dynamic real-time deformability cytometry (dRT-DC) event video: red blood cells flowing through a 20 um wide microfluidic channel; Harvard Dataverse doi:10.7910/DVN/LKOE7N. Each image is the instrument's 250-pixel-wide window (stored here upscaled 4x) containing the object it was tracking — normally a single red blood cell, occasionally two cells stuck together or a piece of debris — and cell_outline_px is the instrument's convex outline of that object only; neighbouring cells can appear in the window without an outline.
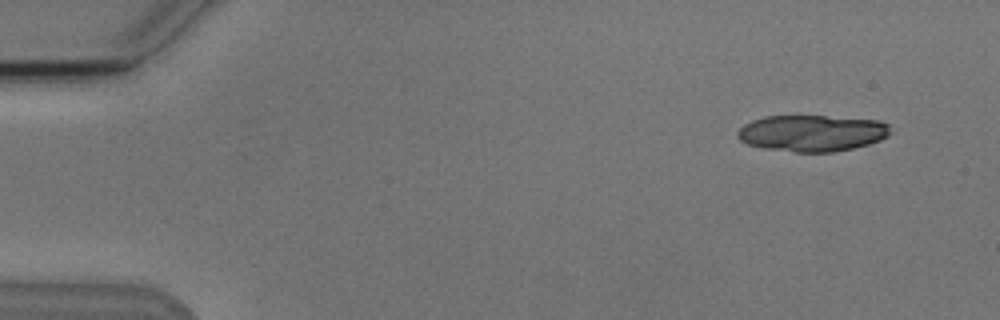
{"species": "Egyptian fruit bat (a non-hibernating species)", "species_latin": "Rousettus aegyptiacus", "temperature_condition": "cold", "stored_images_in_passage": 8, "camera_frame_rate_fps": 3000, "um_per_image_px": 0.085, "animal": {"sex": "male"}, "frame": {"image": 1, "passage_image": 1, "time_ms": 0.0, "image_size_px": [1000, 320], "cell_outline_px": [[888, 136], [880, 140], [868, 144], [852, 148], [832, 152], [796, 152], [764, 148], [748, 144], [740, 140], [736, 136], [736, 132], [744, 124], [752, 120], [764, 116], [824, 116], [880, 120], [888, 124]], "centroid_in_image_um": [68.99, 11.31], "position_along_channel_um": 16.0, "area_um2": 32.37}}
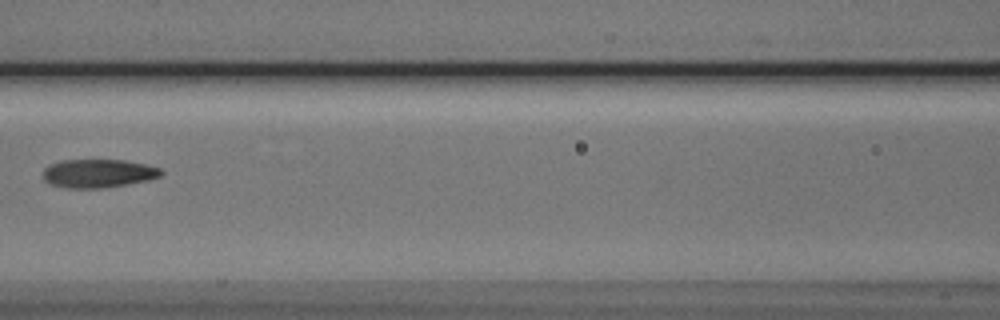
{"frame": {"image": 2, "passage_image": 7, "time_ms": 7.0, "image_size_px": [1000, 320], "cell_outline_px": [[164, 172], [160, 176], [148, 180], [128, 184], [100, 188], [64, 188], [52, 184], [44, 180], [44, 168], [60, 160], [124, 160], [144, 164], [160, 168]], "centroid_in_image_um": [8.36, 14.74], "position_along_channel_um": 158.2, "area_um2": 19.48}}
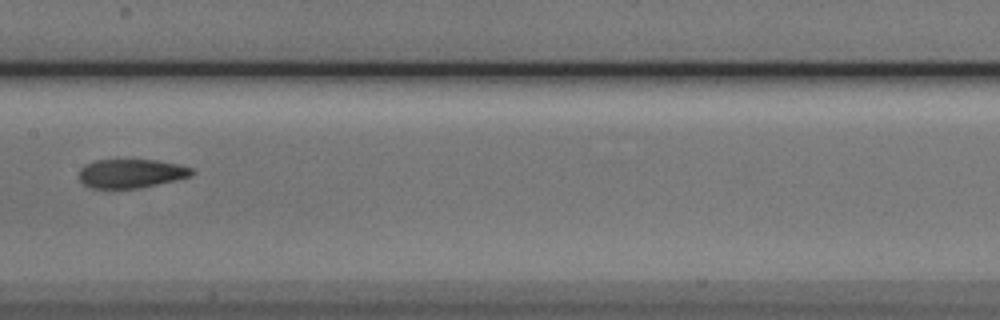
{"frame": {"image": 3, "passage_image": 8, "time_ms": 8.0, "image_size_px": [1000, 320], "cell_outline_px": [[196, 172], [188, 176], [176, 180], [140, 188], [92, 188], [84, 184], [80, 180], [80, 168], [84, 164], [92, 160], [156, 160], [176, 164], [192, 168]], "centroid_in_image_um": [11.12, 14.74], "position_along_channel_um": 196.3, "area_um2": 18.9}}